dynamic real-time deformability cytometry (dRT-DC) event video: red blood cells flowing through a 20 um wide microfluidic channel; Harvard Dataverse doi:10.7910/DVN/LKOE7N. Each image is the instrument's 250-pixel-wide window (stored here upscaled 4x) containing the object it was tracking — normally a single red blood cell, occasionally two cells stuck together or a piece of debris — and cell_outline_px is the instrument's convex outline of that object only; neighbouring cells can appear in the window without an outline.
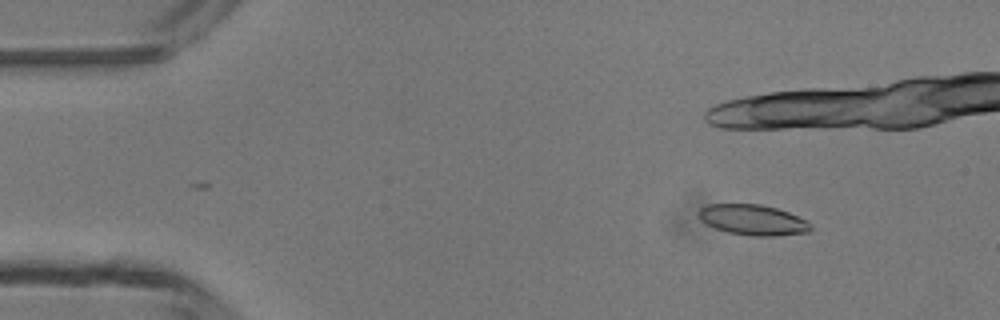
{"species": "common noctule bat (a hibernating species)", "species_latin": "Nyctalus noctula", "temperature_condition": "room temperature", "stored_images_in_passage": 3, "camera_frame_rate_fps": 3000, "um_per_image_px": 0.085, "animal": {"sex": "male", "body_mass_g": 13.3}, "frame": {"image": 1, "passage_image": 2, "time_ms": 1.333, "image_size_px": [1000, 320], "cell_outline_px": [[812, 228], [808, 232], [776, 236], [752, 236], [728, 232], [716, 228], [700, 220], [700, 208], [708, 204], [760, 204], [776, 208], [788, 212], [808, 220], [812, 224]], "centroid_in_image_um": [64.05, 18.69], "position_along_channel_um": 21.0, "area_um2": 19.88}}